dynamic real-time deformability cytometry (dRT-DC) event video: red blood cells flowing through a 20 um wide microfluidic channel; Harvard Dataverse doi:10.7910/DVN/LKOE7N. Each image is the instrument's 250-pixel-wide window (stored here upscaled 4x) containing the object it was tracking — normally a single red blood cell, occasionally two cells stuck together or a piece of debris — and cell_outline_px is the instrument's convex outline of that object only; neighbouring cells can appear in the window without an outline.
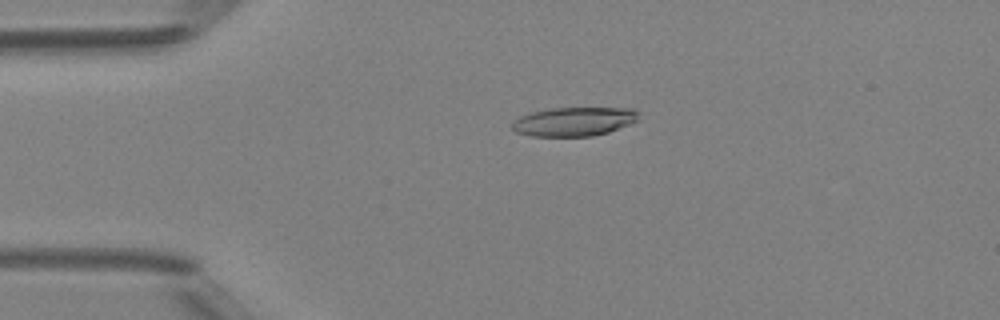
{"species": "Egyptian fruit bat (a non-hibernating species)", "species_latin": "Rousettus aegyptiacus", "temperature_condition": "room temperature", "stored_images_in_passage": 49, "camera_frame_rate_fps": 3000, "um_per_image_px": 0.085, "animal": {"sex": "female"}, "frame": {"image": 1, "passage_image": 11, "time_ms": 3.333, "image_size_px": [1000, 320], "cell_outline_px": [[640, 112], [636, 120], [628, 124], [608, 132], [592, 136], [532, 136], [516, 132], [512, 128], [512, 120], [528, 112], [552, 108], [636, 108]], "centroid_in_image_um": [48.76, 10.32], "position_along_channel_um": 36.2, "area_um2": 21.39}}
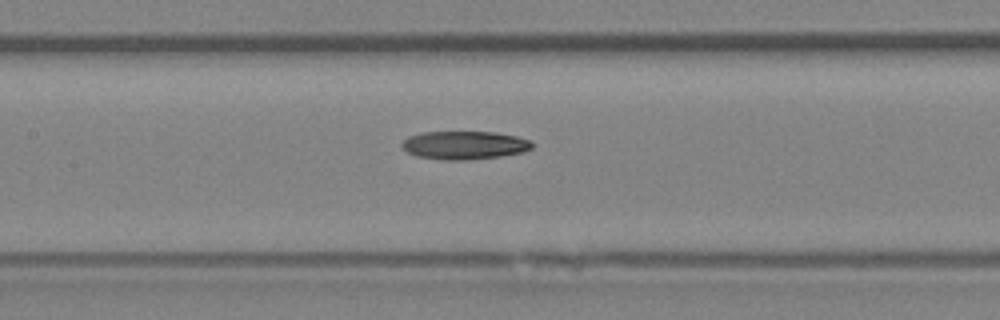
{"frame": {"image": 2, "passage_image": 23, "time_ms": 7.333, "image_size_px": [1000, 320], "cell_outline_px": [[532, 148], [520, 152], [500, 156], [464, 160], [440, 160], [416, 156], [408, 152], [400, 144], [408, 136], [420, 132], [496, 132], [516, 136], [528, 140], [532, 144]], "centroid_in_image_um": [39.42, 12.34], "position_along_channel_um": 168.0, "area_um2": 21.33}}
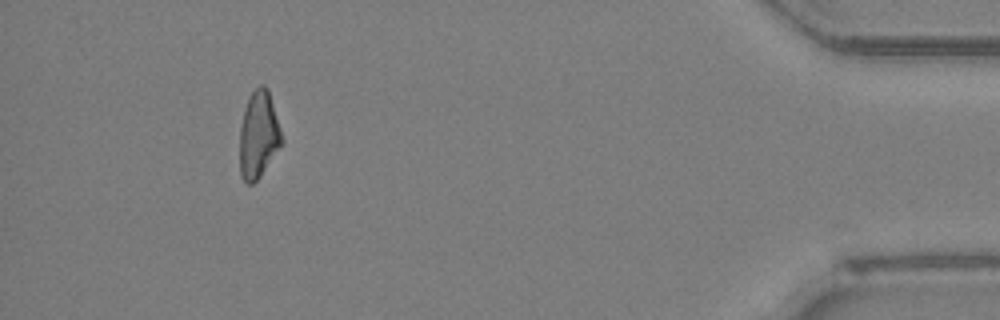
{"frame": {"image": 3, "passage_image": 45, "time_ms": 14.667, "image_size_px": [1000, 320], "cell_outline_px": [[284, 140], [280, 148], [260, 176], [252, 184], [248, 184], [240, 176], [240, 128], [244, 108], [248, 96], [260, 84], [264, 84], [268, 88]], "centroid_in_image_um": [21.98, 11.44], "position_along_channel_um": 413.2, "area_um2": 21.44}, "authors_computed_cell_mechanics": {"area_um2": 21.5016, "velocity_mm_per_s": 4.2381, "shape_relaxation_time_tau1_ms": null, "shape_relaxation_time_tau2_ms": 9.1708, "deformation_change_tau1": null, "deformation_change_tau2": 0.2427}}